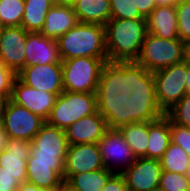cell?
Segmentation results:
<instances>
[{
	"label": "cell",
	"mask_w": 190,
	"mask_h": 191,
	"mask_svg": "<svg viewBox=\"0 0 190 191\" xmlns=\"http://www.w3.org/2000/svg\"><path fill=\"white\" fill-rule=\"evenodd\" d=\"M128 97H114L107 100L95 113L80 118L65 129L69 145L98 143L113 123L116 109Z\"/></svg>",
	"instance_id": "cell-8"
},
{
	"label": "cell",
	"mask_w": 190,
	"mask_h": 191,
	"mask_svg": "<svg viewBox=\"0 0 190 191\" xmlns=\"http://www.w3.org/2000/svg\"><path fill=\"white\" fill-rule=\"evenodd\" d=\"M5 101L6 100L2 96H0V116H2V111H3Z\"/></svg>",
	"instance_id": "cell-43"
},
{
	"label": "cell",
	"mask_w": 190,
	"mask_h": 191,
	"mask_svg": "<svg viewBox=\"0 0 190 191\" xmlns=\"http://www.w3.org/2000/svg\"><path fill=\"white\" fill-rule=\"evenodd\" d=\"M24 0H0V23L4 27L21 26Z\"/></svg>",
	"instance_id": "cell-27"
},
{
	"label": "cell",
	"mask_w": 190,
	"mask_h": 191,
	"mask_svg": "<svg viewBox=\"0 0 190 191\" xmlns=\"http://www.w3.org/2000/svg\"><path fill=\"white\" fill-rule=\"evenodd\" d=\"M17 78V74L5 67L0 61V96H2L5 100L10 99L13 83Z\"/></svg>",
	"instance_id": "cell-33"
},
{
	"label": "cell",
	"mask_w": 190,
	"mask_h": 191,
	"mask_svg": "<svg viewBox=\"0 0 190 191\" xmlns=\"http://www.w3.org/2000/svg\"><path fill=\"white\" fill-rule=\"evenodd\" d=\"M185 176L190 180V164L188 165L187 169H186V174Z\"/></svg>",
	"instance_id": "cell-45"
},
{
	"label": "cell",
	"mask_w": 190,
	"mask_h": 191,
	"mask_svg": "<svg viewBox=\"0 0 190 191\" xmlns=\"http://www.w3.org/2000/svg\"><path fill=\"white\" fill-rule=\"evenodd\" d=\"M114 97H129V94L64 91L58 95L46 123L65 130L80 118L95 113L107 100Z\"/></svg>",
	"instance_id": "cell-5"
},
{
	"label": "cell",
	"mask_w": 190,
	"mask_h": 191,
	"mask_svg": "<svg viewBox=\"0 0 190 191\" xmlns=\"http://www.w3.org/2000/svg\"><path fill=\"white\" fill-rule=\"evenodd\" d=\"M27 182L51 191H59L64 177V165L27 163Z\"/></svg>",
	"instance_id": "cell-22"
},
{
	"label": "cell",
	"mask_w": 190,
	"mask_h": 191,
	"mask_svg": "<svg viewBox=\"0 0 190 191\" xmlns=\"http://www.w3.org/2000/svg\"><path fill=\"white\" fill-rule=\"evenodd\" d=\"M25 50V67L62 63L57 40L40 32L28 33Z\"/></svg>",
	"instance_id": "cell-17"
},
{
	"label": "cell",
	"mask_w": 190,
	"mask_h": 191,
	"mask_svg": "<svg viewBox=\"0 0 190 191\" xmlns=\"http://www.w3.org/2000/svg\"><path fill=\"white\" fill-rule=\"evenodd\" d=\"M190 48L180 39H163L147 33L135 62L120 76L124 92L130 94L147 76L183 62Z\"/></svg>",
	"instance_id": "cell-2"
},
{
	"label": "cell",
	"mask_w": 190,
	"mask_h": 191,
	"mask_svg": "<svg viewBox=\"0 0 190 191\" xmlns=\"http://www.w3.org/2000/svg\"><path fill=\"white\" fill-rule=\"evenodd\" d=\"M32 142L8 138L6 149L0 153V167L14 176L20 184L27 182V159L29 158Z\"/></svg>",
	"instance_id": "cell-16"
},
{
	"label": "cell",
	"mask_w": 190,
	"mask_h": 191,
	"mask_svg": "<svg viewBox=\"0 0 190 191\" xmlns=\"http://www.w3.org/2000/svg\"><path fill=\"white\" fill-rule=\"evenodd\" d=\"M68 146L65 130L45 123L32 140L30 154L66 157Z\"/></svg>",
	"instance_id": "cell-18"
},
{
	"label": "cell",
	"mask_w": 190,
	"mask_h": 191,
	"mask_svg": "<svg viewBox=\"0 0 190 191\" xmlns=\"http://www.w3.org/2000/svg\"><path fill=\"white\" fill-rule=\"evenodd\" d=\"M59 191H79L71 187L66 181H63L62 186Z\"/></svg>",
	"instance_id": "cell-42"
},
{
	"label": "cell",
	"mask_w": 190,
	"mask_h": 191,
	"mask_svg": "<svg viewBox=\"0 0 190 191\" xmlns=\"http://www.w3.org/2000/svg\"><path fill=\"white\" fill-rule=\"evenodd\" d=\"M66 157L47 156V155H29L27 163H43V164H54L64 165Z\"/></svg>",
	"instance_id": "cell-36"
},
{
	"label": "cell",
	"mask_w": 190,
	"mask_h": 191,
	"mask_svg": "<svg viewBox=\"0 0 190 191\" xmlns=\"http://www.w3.org/2000/svg\"><path fill=\"white\" fill-rule=\"evenodd\" d=\"M175 7L178 38L190 48V0H181Z\"/></svg>",
	"instance_id": "cell-29"
},
{
	"label": "cell",
	"mask_w": 190,
	"mask_h": 191,
	"mask_svg": "<svg viewBox=\"0 0 190 191\" xmlns=\"http://www.w3.org/2000/svg\"><path fill=\"white\" fill-rule=\"evenodd\" d=\"M163 171L186 174L190 157L179 145L170 142L164 155L159 159Z\"/></svg>",
	"instance_id": "cell-26"
},
{
	"label": "cell",
	"mask_w": 190,
	"mask_h": 191,
	"mask_svg": "<svg viewBox=\"0 0 190 191\" xmlns=\"http://www.w3.org/2000/svg\"><path fill=\"white\" fill-rule=\"evenodd\" d=\"M112 171L105 168L72 175L66 182L79 191H102Z\"/></svg>",
	"instance_id": "cell-25"
},
{
	"label": "cell",
	"mask_w": 190,
	"mask_h": 191,
	"mask_svg": "<svg viewBox=\"0 0 190 191\" xmlns=\"http://www.w3.org/2000/svg\"><path fill=\"white\" fill-rule=\"evenodd\" d=\"M181 0H155L157 6H176Z\"/></svg>",
	"instance_id": "cell-40"
},
{
	"label": "cell",
	"mask_w": 190,
	"mask_h": 191,
	"mask_svg": "<svg viewBox=\"0 0 190 191\" xmlns=\"http://www.w3.org/2000/svg\"><path fill=\"white\" fill-rule=\"evenodd\" d=\"M171 142L181 146L190 157V127L170 121Z\"/></svg>",
	"instance_id": "cell-32"
},
{
	"label": "cell",
	"mask_w": 190,
	"mask_h": 191,
	"mask_svg": "<svg viewBox=\"0 0 190 191\" xmlns=\"http://www.w3.org/2000/svg\"><path fill=\"white\" fill-rule=\"evenodd\" d=\"M0 128H2V118L0 116Z\"/></svg>",
	"instance_id": "cell-48"
},
{
	"label": "cell",
	"mask_w": 190,
	"mask_h": 191,
	"mask_svg": "<svg viewBox=\"0 0 190 191\" xmlns=\"http://www.w3.org/2000/svg\"><path fill=\"white\" fill-rule=\"evenodd\" d=\"M162 171L160 160L139 157L122 175L128 191H152L158 189Z\"/></svg>",
	"instance_id": "cell-12"
},
{
	"label": "cell",
	"mask_w": 190,
	"mask_h": 191,
	"mask_svg": "<svg viewBox=\"0 0 190 191\" xmlns=\"http://www.w3.org/2000/svg\"><path fill=\"white\" fill-rule=\"evenodd\" d=\"M170 142V120L164 114L148 111L147 158L159 160Z\"/></svg>",
	"instance_id": "cell-19"
},
{
	"label": "cell",
	"mask_w": 190,
	"mask_h": 191,
	"mask_svg": "<svg viewBox=\"0 0 190 191\" xmlns=\"http://www.w3.org/2000/svg\"><path fill=\"white\" fill-rule=\"evenodd\" d=\"M188 58L147 76L129 96L144 110L164 114L188 93Z\"/></svg>",
	"instance_id": "cell-1"
},
{
	"label": "cell",
	"mask_w": 190,
	"mask_h": 191,
	"mask_svg": "<svg viewBox=\"0 0 190 191\" xmlns=\"http://www.w3.org/2000/svg\"><path fill=\"white\" fill-rule=\"evenodd\" d=\"M57 97L56 94L29 87L16 78L10 100L17 105L26 107L46 121L56 103Z\"/></svg>",
	"instance_id": "cell-14"
},
{
	"label": "cell",
	"mask_w": 190,
	"mask_h": 191,
	"mask_svg": "<svg viewBox=\"0 0 190 191\" xmlns=\"http://www.w3.org/2000/svg\"><path fill=\"white\" fill-rule=\"evenodd\" d=\"M134 3L145 18L157 7L155 0H134Z\"/></svg>",
	"instance_id": "cell-37"
},
{
	"label": "cell",
	"mask_w": 190,
	"mask_h": 191,
	"mask_svg": "<svg viewBox=\"0 0 190 191\" xmlns=\"http://www.w3.org/2000/svg\"><path fill=\"white\" fill-rule=\"evenodd\" d=\"M102 191H128L125 178L122 174H113Z\"/></svg>",
	"instance_id": "cell-34"
},
{
	"label": "cell",
	"mask_w": 190,
	"mask_h": 191,
	"mask_svg": "<svg viewBox=\"0 0 190 191\" xmlns=\"http://www.w3.org/2000/svg\"><path fill=\"white\" fill-rule=\"evenodd\" d=\"M53 4H61V0H49Z\"/></svg>",
	"instance_id": "cell-47"
},
{
	"label": "cell",
	"mask_w": 190,
	"mask_h": 191,
	"mask_svg": "<svg viewBox=\"0 0 190 191\" xmlns=\"http://www.w3.org/2000/svg\"><path fill=\"white\" fill-rule=\"evenodd\" d=\"M17 78L37 90L56 95L64 92L62 63L26 66L17 74Z\"/></svg>",
	"instance_id": "cell-11"
},
{
	"label": "cell",
	"mask_w": 190,
	"mask_h": 191,
	"mask_svg": "<svg viewBox=\"0 0 190 191\" xmlns=\"http://www.w3.org/2000/svg\"><path fill=\"white\" fill-rule=\"evenodd\" d=\"M8 138V134L3 128H0V153L6 149Z\"/></svg>",
	"instance_id": "cell-39"
},
{
	"label": "cell",
	"mask_w": 190,
	"mask_h": 191,
	"mask_svg": "<svg viewBox=\"0 0 190 191\" xmlns=\"http://www.w3.org/2000/svg\"><path fill=\"white\" fill-rule=\"evenodd\" d=\"M147 33L146 19H110L106 23L108 63L120 76L138 58Z\"/></svg>",
	"instance_id": "cell-4"
},
{
	"label": "cell",
	"mask_w": 190,
	"mask_h": 191,
	"mask_svg": "<svg viewBox=\"0 0 190 191\" xmlns=\"http://www.w3.org/2000/svg\"><path fill=\"white\" fill-rule=\"evenodd\" d=\"M103 168L105 167L98 143L69 145L64 162L63 181H67L74 174Z\"/></svg>",
	"instance_id": "cell-13"
},
{
	"label": "cell",
	"mask_w": 190,
	"mask_h": 191,
	"mask_svg": "<svg viewBox=\"0 0 190 191\" xmlns=\"http://www.w3.org/2000/svg\"><path fill=\"white\" fill-rule=\"evenodd\" d=\"M98 146L105 169L115 174H122L136 161L123 134L113 123L98 140Z\"/></svg>",
	"instance_id": "cell-10"
},
{
	"label": "cell",
	"mask_w": 190,
	"mask_h": 191,
	"mask_svg": "<svg viewBox=\"0 0 190 191\" xmlns=\"http://www.w3.org/2000/svg\"><path fill=\"white\" fill-rule=\"evenodd\" d=\"M113 124L123 134L136 158H147L148 111L130 96L116 109Z\"/></svg>",
	"instance_id": "cell-7"
},
{
	"label": "cell",
	"mask_w": 190,
	"mask_h": 191,
	"mask_svg": "<svg viewBox=\"0 0 190 191\" xmlns=\"http://www.w3.org/2000/svg\"><path fill=\"white\" fill-rule=\"evenodd\" d=\"M61 60L77 57L108 58L105 26L78 23L57 39Z\"/></svg>",
	"instance_id": "cell-6"
},
{
	"label": "cell",
	"mask_w": 190,
	"mask_h": 191,
	"mask_svg": "<svg viewBox=\"0 0 190 191\" xmlns=\"http://www.w3.org/2000/svg\"><path fill=\"white\" fill-rule=\"evenodd\" d=\"M21 26L5 27L0 43V61L18 74L25 67V47L28 36Z\"/></svg>",
	"instance_id": "cell-15"
},
{
	"label": "cell",
	"mask_w": 190,
	"mask_h": 191,
	"mask_svg": "<svg viewBox=\"0 0 190 191\" xmlns=\"http://www.w3.org/2000/svg\"><path fill=\"white\" fill-rule=\"evenodd\" d=\"M63 89L79 93H126L108 58L77 57L62 61Z\"/></svg>",
	"instance_id": "cell-3"
},
{
	"label": "cell",
	"mask_w": 190,
	"mask_h": 191,
	"mask_svg": "<svg viewBox=\"0 0 190 191\" xmlns=\"http://www.w3.org/2000/svg\"><path fill=\"white\" fill-rule=\"evenodd\" d=\"M164 115L172 123L190 127V93H186L180 101L168 109Z\"/></svg>",
	"instance_id": "cell-28"
},
{
	"label": "cell",
	"mask_w": 190,
	"mask_h": 191,
	"mask_svg": "<svg viewBox=\"0 0 190 191\" xmlns=\"http://www.w3.org/2000/svg\"><path fill=\"white\" fill-rule=\"evenodd\" d=\"M187 91L190 93V56L188 57V71H187V77L185 79Z\"/></svg>",
	"instance_id": "cell-41"
},
{
	"label": "cell",
	"mask_w": 190,
	"mask_h": 191,
	"mask_svg": "<svg viewBox=\"0 0 190 191\" xmlns=\"http://www.w3.org/2000/svg\"><path fill=\"white\" fill-rule=\"evenodd\" d=\"M17 191H51V190L40 188L35 184L29 182H23L19 185Z\"/></svg>",
	"instance_id": "cell-38"
},
{
	"label": "cell",
	"mask_w": 190,
	"mask_h": 191,
	"mask_svg": "<svg viewBox=\"0 0 190 191\" xmlns=\"http://www.w3.org/2000/svg\"><path fill=\"white\" fill-rule=\"evenodd\" d=\"M24 16L21 22L28 32H40L49 9L54 5L49 0H24Z\"/></svg>",
	"instance_id": "cell-24"
},
{
	"label": "cell",
	"mask_w": 190,
	"mask_h": 191,
	"mask_svg": "<svg viewBox=\"0 0 190 191\" xmlns=\"http://www.w3.org/2000/svg\"><path fill=\"white\" fill-rule=\"evenodd\" d=\"M111 19H146L136 8L134 0H110Z\"/></svg>",
	"instance_id": "cell-31"
},
{
	"label": "cell",
	"mask_w": 190,
	"mask_h": 191,
	"mask_svg": "<svg viewBox=\"0 0 190 191\" xmlns=\"http://www.w3.org/2000/svg\"><path fill=\"white\" fill-rule=\"evenodd\" d=\"M4 26L0 23V43H1V37L3 35V32H4Z\"/></svg>",
	"instance_id": "cell-46"
},
{
	"label": "cell",
	"mask_w": 190,
	"mask_h": 191,
	"mask_svg": "<svg viewBox=\"0 0 190 191\" xmlns=\"http://www.w3.org/2000/svg\"><path fill=\"white\" fill-rule=\"evenodd\" d=\"M148 33L163 39H179L175 6H157L146 18Z\"/></svg>",
	"instance_id": "cell-21"
},
{
	"label": "cell",
	"mask_w": 190,
	"mask_h": 191,
	"mask_svg": "<svg viewBox=\"0 0 190 191\" xmlns=\"http://www.w3.org/2000/svg\"><path fill=\"white\" fill-rule=\"evenodd\" d=\"M72 7L80 23L105 26L111 19L110 0H76Z\"/></svg>",
	"instance_id": "cell-23"
},
{
	"label": "cell",
	"mask_w": 190,
	"mask_h": 191,
	"mask_svg": "<svg viewBox=\"0 0 190 191\" xmlns=\"http://www.w3.org/2000/svg\"><path fill=\"white\" fill-rule=\"evenodd\" d=\"M160 191H190V180L181 173L162 171Z\"/></svg>",
	"instance_id": "cell-30"
},
{
	"label": "cell",
	"mask_w": 190,
	"mask_h": 191,
	"mask_svg": "<svg viewBox=\"0 0 190 191\" xmlns=\"http://www.w3.org/2000/svg\"><path fill=\"white\" fill-rule=\"evenodd\" d=\"M20 182L0 167V191H17Z\"/></svg>",
	"instance_id": "cell-35"
},
{
	"label": "cell",
	"mask_w": 190,
	"mask_h": 191,
	"mask_svg": "<svg viewBox=\"0 0 190 191\" xmlns=\"http://www.w3.org/2000/svg\"><path fill=\"white\" fill-rule=\"evenodd\" d=\"M76 0H61V4H73Z\"/></svg>",
	"instance_id": "cell-44"
},
{
	"label": "cell",
	"mask_w": 190,
	"mask_h": 191,
	"mask_svg": "<svg viewBox=\"0 0 190 191\" xmlns=\"http://www.w3.org/2000/svg\"><path fill=\"white\" fill-rule=\"evenodd\" d=\"M2 128L9 138L32 142L46 121L26 107L17 105L10 99L5 101L2 111Z\"/></svg>",
	"instance_id": "cell-9"
},
{
	"label": "cell",
	"mask_w": 190,
	"mask_h": 191,
	"mask_svg": "<svg viewBox=\"0 0 190 191\" xmlns=\"http://www.w3.org/2000/svg\"><path fill=\"white\" fill-rule=\"evenodd\" d=\"M79 23L72 4H54L48 11L40 33L57 40Z\"/></svg>",
	"instance_id": "cell-20"
}]
</instances>
